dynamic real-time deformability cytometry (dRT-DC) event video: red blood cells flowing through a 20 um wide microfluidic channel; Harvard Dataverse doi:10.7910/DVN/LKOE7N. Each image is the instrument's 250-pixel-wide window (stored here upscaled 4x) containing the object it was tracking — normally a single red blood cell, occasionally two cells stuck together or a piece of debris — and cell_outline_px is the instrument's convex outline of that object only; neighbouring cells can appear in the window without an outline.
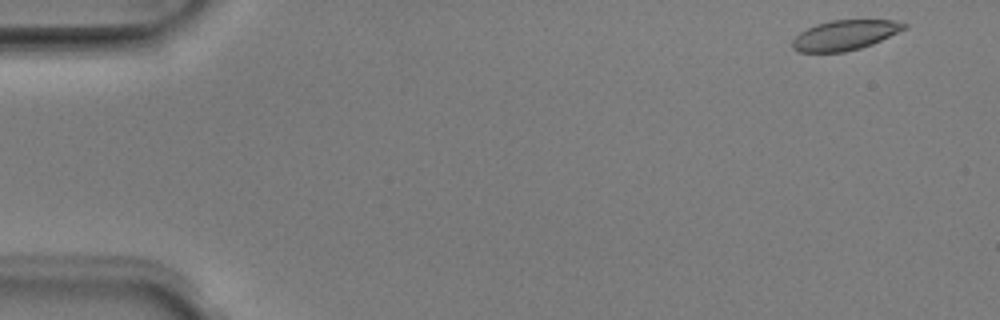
{"species": "Egyptian fruit bat (a non-hibernating species)", "species_latin": "Rousettus aegyptiacus", "temperature_condition": "room temperature", "stored_images_in_passage": 49, "camera_frame_rate_fps": 3000, "um_per_image_px": 0.085, "animal": {"sex": "male"}, "frame": {"image": 1, "passage_image": 1, "time_ms": 0.0, "image_size_px": [1000, 320], "cell_outline_px": [[908, 28], [872, 44], [860, 48], [844, 52], [800, 52], [792, 48], [792, 40], [800, 32], [816, 24], [832, 20], [896, 20], [908, 24]], "centroid_in_image_um": [71.84, 2.98], "position_along_channel_um": 13.2, "area_um2": 19.54}}
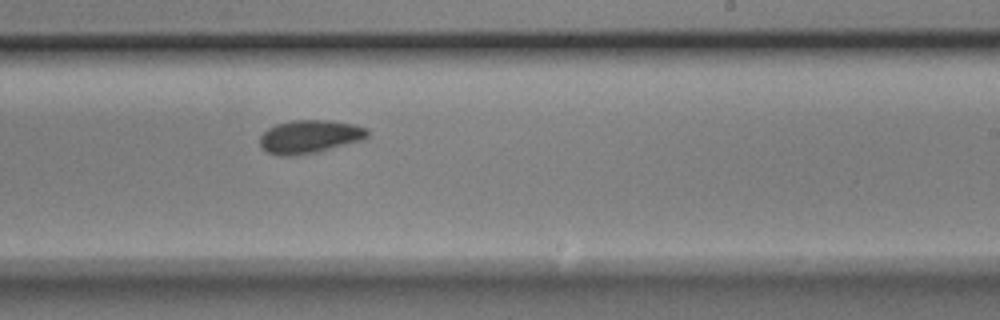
{"frame": {"image": 2, "passage_image": 29, "time_ms": 9.333, "image_size_px": [1000, 320], "cell_outline_px": [[368, 136], [364, 140], [316, 152], [288, 156], [280, 156], [268, 152], [260, 148], [260, 136], [268, 128], [276, 124], [292, 120], [328, 120], [352, 124], [368, 128]], "centroid_in_image_um": [26.32, 11.61], "position_along_channel_um": 262.7, "area_um2": 20.87}}
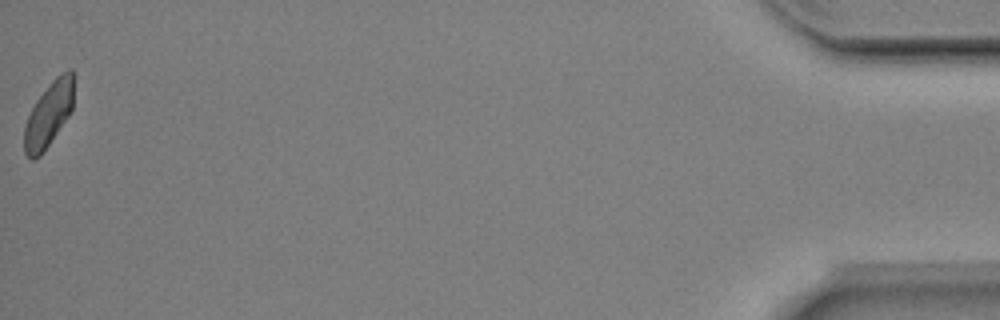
{"frame": {"image": 3, "passage_image": 49, "time_ms": 16.0, "image_size_px": [1000, 320], "cell_outline_px": [[72, 108], [68, 116], [40, 156], [32, 160], [24, 152], [24, 128], [28, 116], [36, 100], [52, 80], [60, 72], [68, 68], [72, 68]], "centroid_in_image_um": [4.12, 9.71], "position_along_channel_um": 431.1, "area_um2": 18.32}, "authors_computed_cell_mechanics": {"area_um2": 20.23, "velocity_mm_per_s": 3.9859, "shape_relaxation_time_tau1_ms": 5.1364, "shape_relaxation_time_tau2_ms": 1.6753, "deformation_change_tau1": 0.1075, "deformation_change_tau2": 0.0578}}